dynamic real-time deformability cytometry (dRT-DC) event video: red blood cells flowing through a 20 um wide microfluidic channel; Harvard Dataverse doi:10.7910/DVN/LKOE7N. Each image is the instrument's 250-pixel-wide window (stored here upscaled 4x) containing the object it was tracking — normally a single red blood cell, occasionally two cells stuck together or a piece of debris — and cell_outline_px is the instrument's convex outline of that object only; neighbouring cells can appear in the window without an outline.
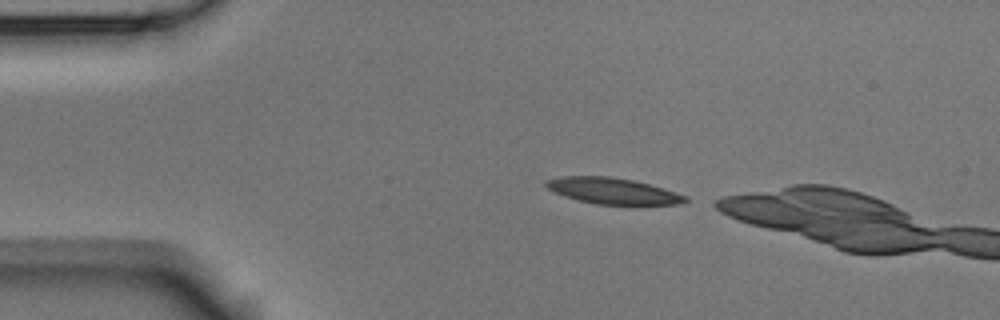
{"species": "Egyptian fruit bat (a non-hibernating species)", "species_latin": "Rousettus aegyptiacus", "temperature_condition": "room temperature", "stored_images_in_passage": 2, "camera_frame_rate_fps": 3000, "um_per_image_px": 0.085, "animal": {"sex": "male"}, "frame": {"image": 1, "passage_image": 1, "time_ms": 0.0, "image_size_px": [1000, 320], "cell_outline_px": [[688, 200], [680, 204], [596, 204], [564, 196], [548, 188], [544, 184], [544, 180], [564, 176], [608, 176], [632, 180], [648, 184], [676, 192], [688, 196]], "centroid_in_image_um": [52.08, 16.22], "position_along_channel_um": 32.9, "area_um2": 20.87}}